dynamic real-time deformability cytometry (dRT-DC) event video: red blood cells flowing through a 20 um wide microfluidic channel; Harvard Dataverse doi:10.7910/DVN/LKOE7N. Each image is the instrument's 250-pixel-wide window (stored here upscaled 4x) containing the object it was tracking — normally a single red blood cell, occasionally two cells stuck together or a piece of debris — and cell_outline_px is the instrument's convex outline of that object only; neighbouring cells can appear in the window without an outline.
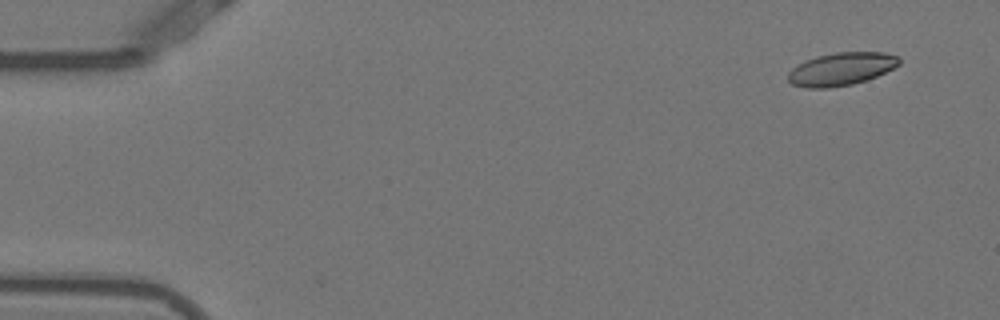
{"species": "Egyptian fruit bat (a non-hibernating species)", "species_latin": "Rousettus aegyptiacus", "temperature_condition": "warm", "stored_images_in_passage": 13, "camera_frame_rate_fps": 3000, "um_per_image_px": 0.085, "animal": {"sex": "female"}, "frame": {"image": 1, "passage_image": 4, "time_ms": 1.0, "image_size_px": [1000, 320], "cell_outline_px": [[900, 64], [876, 76], [852, 84], [828, 88], [808, 88], [792, 84], [788, 80], [788, 72], [796, 64], [804, 60], [816, 56], [836, 52], [884, 52], [900, 56]], "centroid_in_image_um": [71.48, 5.85], "position_along_channel_um": 13.5, "area_um2": 21.33}}